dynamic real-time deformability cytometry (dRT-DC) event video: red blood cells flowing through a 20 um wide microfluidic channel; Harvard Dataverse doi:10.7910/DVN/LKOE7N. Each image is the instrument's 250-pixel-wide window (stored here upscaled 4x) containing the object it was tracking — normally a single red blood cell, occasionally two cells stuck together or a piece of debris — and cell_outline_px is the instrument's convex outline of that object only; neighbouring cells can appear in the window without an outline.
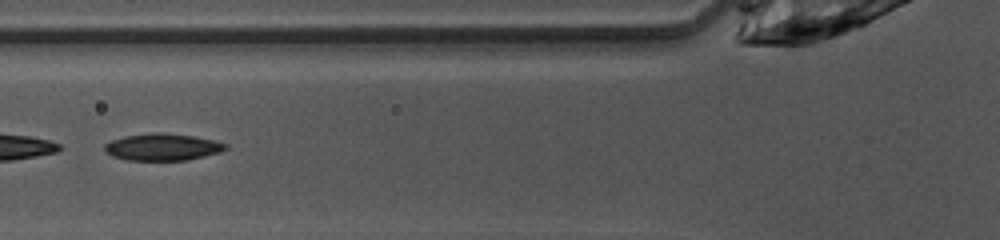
{"species": "common noctule bat (a hibernating species)", "species_latin": "Nyctalus noctula", "temperature_condition": "warm", "stored_images_in_passage": 35, "camera_frame_rate_fps": 3000, "um_per_image_px": 0.085, "animal": {"sex": "female", "body_mass_g": 10.0, "forearm_length_mm": 53.1}, "frame": {"image": 1, "passage_image": 8, "time_ms": 2.333, "image_size_px": [1000, 240], "cell_outline_px": [[228, 148], [220, 152], [188, 160], [128, 160], [112, 156], [104, 152], [104, 144], [112, 140], [124, 136], [152, 132], [160, 132], [196, 136], [216, 140], [228, 144]], "centroid_in_image_um": [13.83, 12.49], "position_along_channel_um": 112.0, "area_um2": 19.25}}
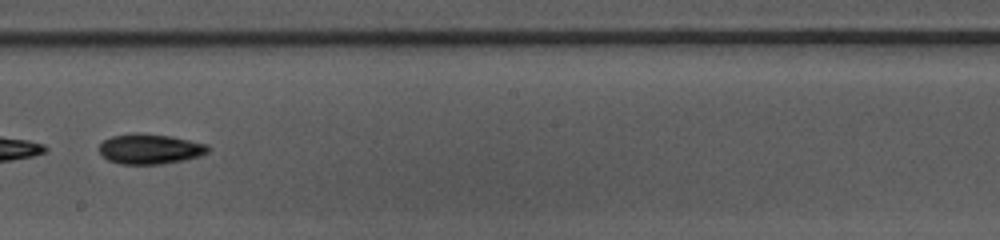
{"frame": {"image": 2, "passage_image": 17, "time_ms": 5.333, "image_size_px": [1000, 240], "cell_outline_px": [[208, 152], [200, 156], [184, 160], [160, 164], [120, 164], [108, 160], [100, 152], [100, 144], [104, 140], [112, 136], [136, 132], [172, 136], [208, 144]], "centroid_in_image_um": [12.76, 12.65], "position_along_channel_um": 235.4, "area_um2": 19.13}}
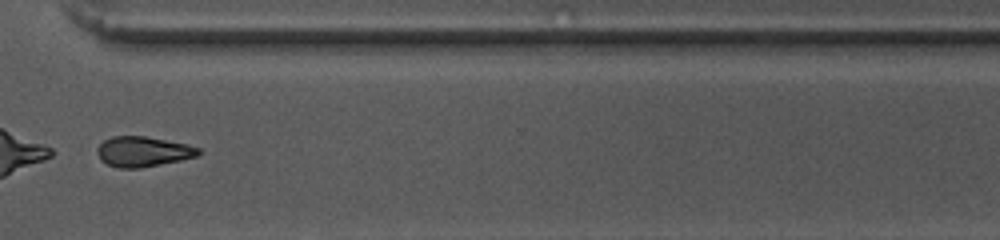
{"frame": {"image": 3, "passage_image": 26, "time_ms": 8.333, "image_size_px": [1000, 240], "cell_outline_px": [[200, 152], [196, 156], [180, 160], [140, 168], [120, 168], [108, 164], [100, 160], [96, 152], [96, 148], [104, 140], [112, 136], [144, 136], [184, 144], [200, 148]], "centroid_in_image_um": [12.1, 12.89], "position_along_channel_um": 358.5, "area_um2": 17.57}}